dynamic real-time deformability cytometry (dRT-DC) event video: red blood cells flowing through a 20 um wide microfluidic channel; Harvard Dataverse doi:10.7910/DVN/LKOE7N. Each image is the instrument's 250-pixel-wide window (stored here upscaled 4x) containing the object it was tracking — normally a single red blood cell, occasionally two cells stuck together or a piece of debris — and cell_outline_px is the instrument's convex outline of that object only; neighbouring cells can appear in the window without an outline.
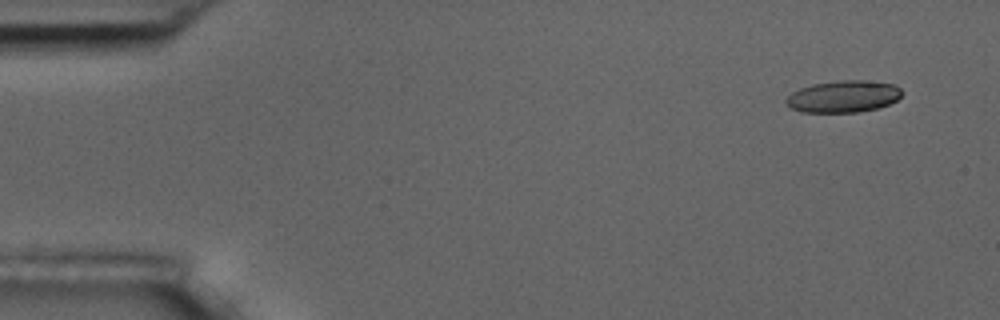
{"species": "common noctule bat (a hibernating species)", "species_latin": "Nyctalus noctula", "temperature_condition": "room temperature", "stored_images_in_passage": 5, "camera_frame_rate_fps": 3000, "um_per_image_px": 0.085, "animal": {"sex": "male", "body_mass_g": 17.5, "forearm_length_mm": 52.3}, "frame": {"image": 1, "passage_image": 1, "time_ms": 0.0, "image_size_px": [1000, 320], "cell_outline_px": [[904, 92], [896, 100], [888, 104], [876, 108], [856, 112], [800, 112], [792, 108], [784, 100], [792, 92], [800, 88], [812, 84], [840, 80], [864, 80], [892, 84], [900, 88]], "centroid_in_image_um": [71.67, 8.19], "position_along_channel_um": 13.3, "area_um2": 21.39}}
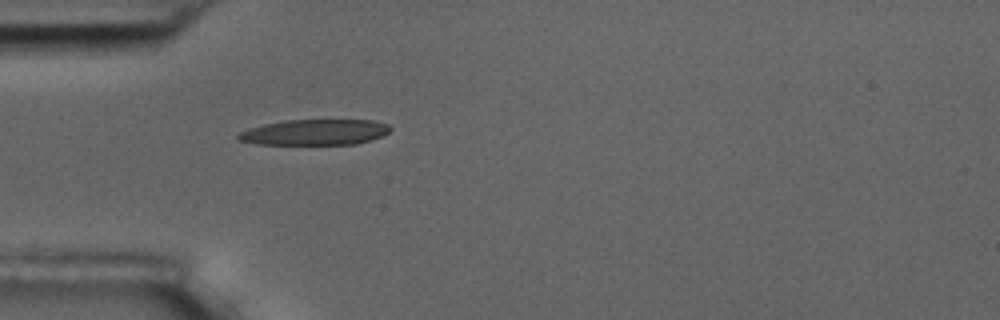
{"frame": {"image": 2, "passage_image": 5, "time_ms": 4.333, "image_size_px": [1000, 320], "cell_outline_px": [[392, 128], [388, 132], [380, 136], [356, 144], [260, 144], [240, 140], [236, 136], [240, 132], [248, 128], [264, 124], [284, 120], [372, 120], [388, 124]], "centroid_in_image_um": [26.75, 11.23], "position_along_channel_um": 58.2, "area_um2": 22.54}}